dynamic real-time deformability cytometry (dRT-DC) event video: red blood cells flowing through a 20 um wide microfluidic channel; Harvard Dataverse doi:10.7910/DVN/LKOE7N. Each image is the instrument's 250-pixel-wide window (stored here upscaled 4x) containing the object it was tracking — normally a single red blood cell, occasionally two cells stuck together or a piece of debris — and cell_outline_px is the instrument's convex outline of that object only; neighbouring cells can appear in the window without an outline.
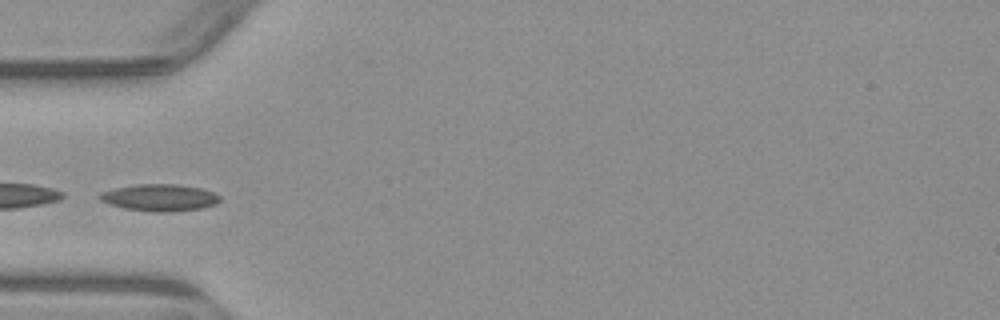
{"species": "common noctule bat (a hibernating species)", "species_latin": "Nyctalus noctula", "temperature_condition": "warm", "stored_images_in_passage": 5, "camera_frame_rate_fps": 3000, "um_per_image_px": 0.085, "animal": {"sex": "male", "body_mass_g": 23.1, "forearm_length_mm": 52.7}, "frame": {"image": 1, "passage_image": 5, "time_ms": 4.667, "image_size_px": [1000, 320], "cell_outline_px": [[220, 200], [216, 204], [204, 208], [168, 212], [152, 212], [124, 208], [100, 200], [96, 196], [100, 192], [116, 188], [136, 184], [176, 184], [200, 188], [212, 192], [220, 196]], "centroid_in_image_um": [13.57, 16.8], "position_along_channel_um": 71.4, "area_um2": 18.84}}